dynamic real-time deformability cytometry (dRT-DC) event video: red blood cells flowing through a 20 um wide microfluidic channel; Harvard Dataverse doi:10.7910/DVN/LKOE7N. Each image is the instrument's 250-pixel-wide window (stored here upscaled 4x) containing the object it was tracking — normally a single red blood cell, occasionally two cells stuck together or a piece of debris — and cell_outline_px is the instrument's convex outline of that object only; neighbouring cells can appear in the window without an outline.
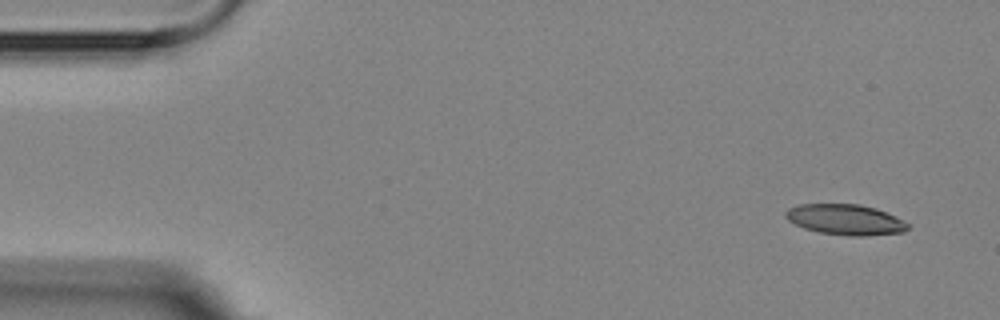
{"species": "Egyptian fruit bat (a non-hibernating species)", "species_latin": "Rousettus aegyptiacus", "temperature_condition": "room temperature", "stored_images_in_passage": 7, "camera_frame_rate_fps": 3000, "um_per_image_px": 0.085, "animal": {"sex": "female"}, "frame": {"image": 1, "passage_image": 1, "time_ms": 0.0, "image_size_px": [1000, 320], "cell_outline_px": [[908, 228], [904, 232], [864, 236], [848, 236], [820, 232], [804, 228], [788, 220], [784, 216], [784, 212], [788, 208], [800, 204], [860, 204], [876, 208], [896, 216], [908, 224]], "centroid_in_image_um": [71.85, 18.66], "position_along_channel_um": 13.2, "area_um2": 21.79}}
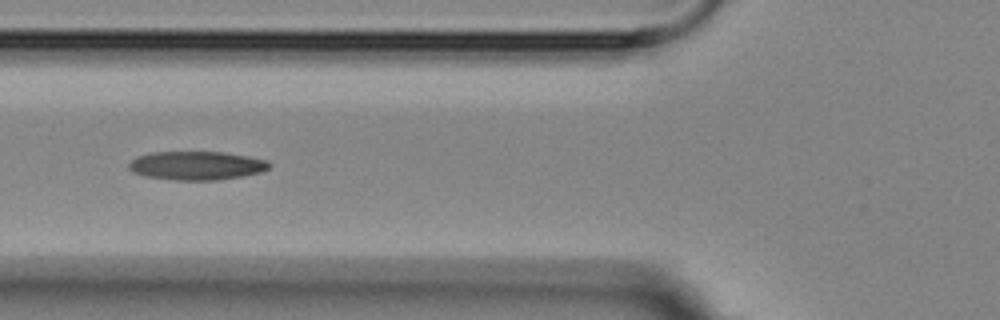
{"frame": {"image": 2, "passage_image": 6, "time_ms": 5.667, "image_size_px": [1000, 320], "cell_outline_px": [[272, 164], [268, 168], [260, 172], [244, 176], [216, 180], [172, 180], [144, 176], [132, 172], [128, 168], [128, 164], [136, 156], [152, 152], [224, 152], [248, 156], [268, 160]], "centroid_in_image_um": [16.7, 14.07], "position_along_channel_um": 109.1, "area_um2": 23.64}}
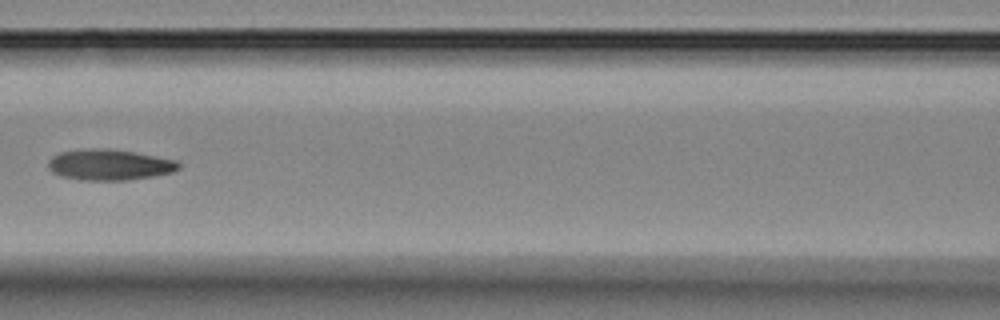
{"frame": {"image": 3, "passage_image": 7, "time_ms": 7.0, "image_size_px": [1000, 320], "cell_outline_px": [[180, 168], [172, 172], [152, 176], [128, 180], [80, 180], [60, 176], [52, 172], [48, 168], [48, 160], [52, 156], [60, 152], [88, 148], [112, 148], [156, 156], [176, 160], [180, 164]], "centroid_in_image_um": [9.27, 14.0], "position_along_channel_um": 157.3, "area_um2": 23.64}}